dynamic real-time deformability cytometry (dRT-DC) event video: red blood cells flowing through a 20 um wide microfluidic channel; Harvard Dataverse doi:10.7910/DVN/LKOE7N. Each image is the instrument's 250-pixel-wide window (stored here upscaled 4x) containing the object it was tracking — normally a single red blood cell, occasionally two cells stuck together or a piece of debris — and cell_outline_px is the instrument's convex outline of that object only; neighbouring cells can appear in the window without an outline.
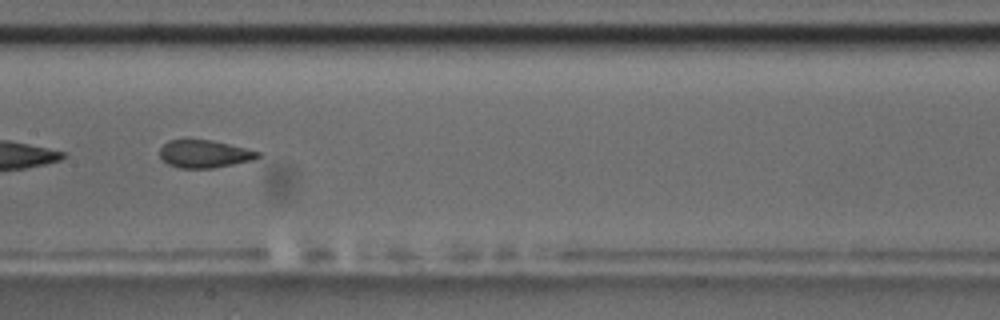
{"species": "common noctule bat (a hibernating species)", "species_latin": "Nyctalus noctula", "temperature_condition": "room temperature", "stored_images_in_passage": 9, "camera_frame_rate_fps": 3000, "um_per_image_px": 0.085, "animal": {"sex": "male", "body_mass_g": 17.5, "forearm_length_mm": 52.3}, "frame": {"image": 1, "passage_image": 6, "time_ms": 5.667, "image_size_px": [1000, 320], "cell_outline_px": [[260, 156], [252, 160], [212, 168], [180, 168], [168, 164], [160, 156], [160, 148], [168, 140], [212, 140], [260, 152]], "centroid_in_image_um": [17.35, 13.08], "position_along_channel_um": 190.1, "area_um2": 15.55}}